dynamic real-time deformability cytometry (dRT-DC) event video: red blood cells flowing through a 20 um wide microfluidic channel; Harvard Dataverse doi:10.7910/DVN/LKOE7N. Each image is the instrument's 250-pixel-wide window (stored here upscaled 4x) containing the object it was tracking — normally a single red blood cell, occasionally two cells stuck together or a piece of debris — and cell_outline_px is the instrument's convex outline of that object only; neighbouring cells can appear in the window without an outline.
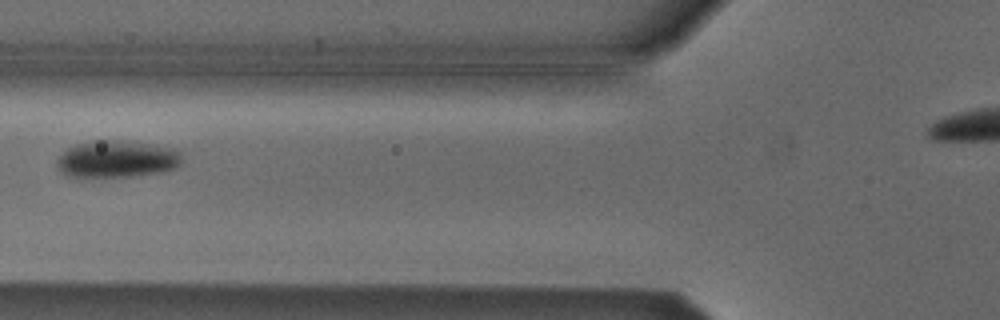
{"species": "Egyptian fruit bat (a non-hibernating species)", "species_latin": "Rousettus aegyptiacus", "temperature_condition": "cold", "stored_images_in_passage": 4, "segment_of_instrument_passage": [1, 2], "camera_frame_rate_fps": 3000, "um_per_image_px": 0.085, "animal": {"sex": "male"}, "frame": {"image": 1, "passage_image": 3, "time_ms": 0.667, "image_size_px": [1000, 320], "cell_outline_px": [[184, 160], [176, 168], [156, 172], [128, 176], [68, 176], [60, 172], [56, 164], [56, 160], [68, 148], [76, 144], [92, 140], [120, 140], [176, 148], [180, 152]], "centroid_in_image_um": [9.94, 13.5], "position_along_channel_um": 115.9, "area_um2": 26.82}}